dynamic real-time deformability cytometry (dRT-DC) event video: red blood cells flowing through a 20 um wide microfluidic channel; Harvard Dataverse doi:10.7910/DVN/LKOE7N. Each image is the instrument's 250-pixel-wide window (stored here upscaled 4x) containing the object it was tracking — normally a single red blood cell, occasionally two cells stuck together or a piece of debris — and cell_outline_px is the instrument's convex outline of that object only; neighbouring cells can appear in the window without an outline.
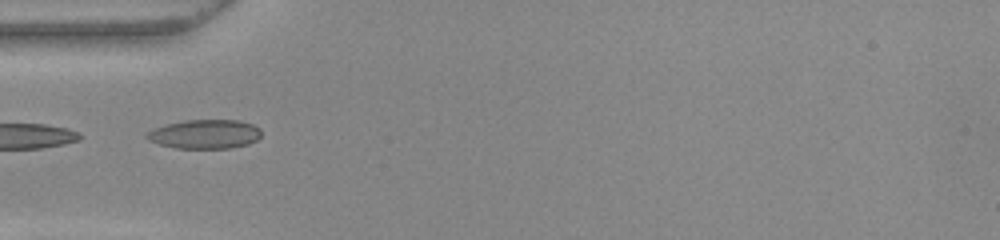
{"species": "common noctule bat (a hibernating species)", "species_latin": "Nyctalus noctula", "temperature_condition": "warm", "stored_images_in_passage": 3, "camera_frame_rate_fps": 3000, "um_per_image_px": 0.085, "animal": {"sex": "female", "body_mass_g": 22.0, "forearm_length_mm": 56.7}, "frame": {"image": 1, "passage_image": 1, "time_ms": 0.0, "image_size_px": [1000, 240], "cell_outline_px": [[260, 136], [256, 140], [248, 144], [232, 148], [176, 148], [160, 144], [148, 140], [144, 136], [144, 132], [152, 128], [184, 120], [240, 120], [252, 124], [260, 128]], "centroid_in_image_um": [17.38, 11.4], "position_along_channel_um": 67.6, "area_um2": 19.54}}